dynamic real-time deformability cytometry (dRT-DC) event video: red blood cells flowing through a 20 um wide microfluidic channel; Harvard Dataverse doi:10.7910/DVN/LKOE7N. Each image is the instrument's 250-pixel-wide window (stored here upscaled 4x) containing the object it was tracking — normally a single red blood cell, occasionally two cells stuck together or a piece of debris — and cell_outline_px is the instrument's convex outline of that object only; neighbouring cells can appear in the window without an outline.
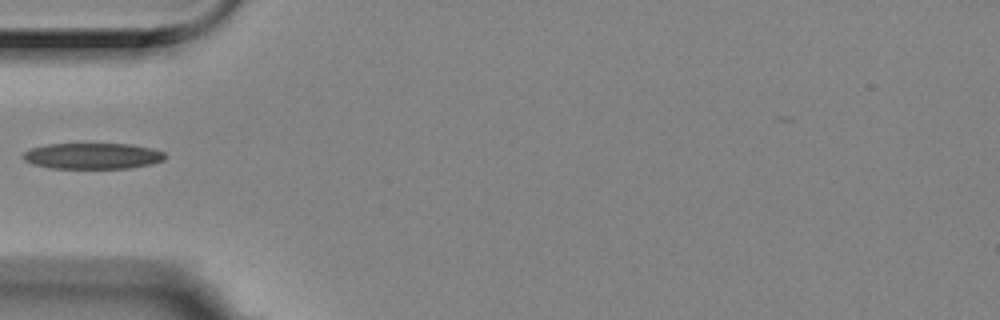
{"species": "Egyptian fruit bat (a non-hibernating species)", "species_latin": "Rousettus aegyptiacus", "temperature_condition": "room temperature", "stored_images_in_passage": 6, "camera_frame_rate_fps": 3000, "um_per_image_px": 0.085, "animal": {"sex": "female"}, "frame": {"image": 1, "passage_image": 6, "time_ms": 1.667, "image_size_px": [1000, 320], "cell_outline_px": [[164, 160], [152, 164], [128, 168], [52, 168], [32, 164], [24, 160], [20, 156], [24, 152], [32, 148], [48, 144], [132, 144], [152, 148], [164, 152]], "centroid_in_image_um": [7.86, 13.26], "position_along_channel_um": 77.1, "area_um2": 21.5}}